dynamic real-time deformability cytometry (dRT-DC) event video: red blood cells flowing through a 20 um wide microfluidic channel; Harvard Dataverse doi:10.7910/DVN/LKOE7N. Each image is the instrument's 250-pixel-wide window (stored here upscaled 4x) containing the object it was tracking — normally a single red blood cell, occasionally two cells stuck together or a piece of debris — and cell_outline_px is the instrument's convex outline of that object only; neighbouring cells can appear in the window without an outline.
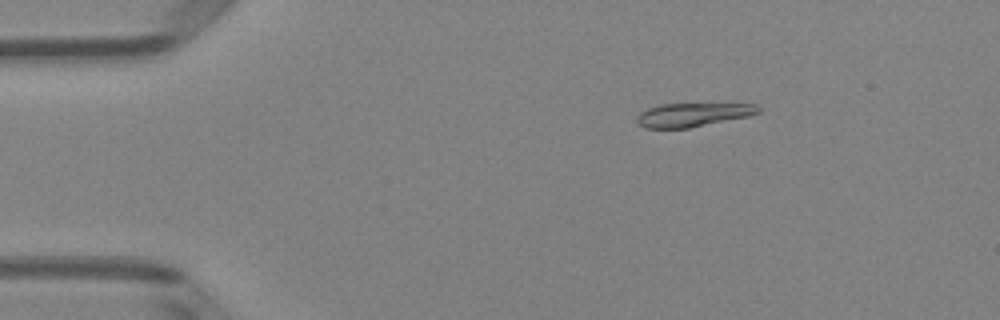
{"species": "Egyptian fruit bat (a non-hibernating species)", "species_latin": "Rousettus aegyptiacus", "temperature_condition": "room temperature", "stored_images_in_passage": 50, "camera_frame_rate_fps": 3000, "um_per_image_px": 0.085, "animal": {"sex": "female"}, "frame": {"image": 1, "passage_image": 8, "time_ms": 2.333, "image_size_px": [1000, 320], "cell_outline_px": [[760, 112], [748, 116], [688, 128], [644, 128], [636, 124], [636, 116], [640, 112], [648, 108], [660, 104], [756, 104], [760, 108]], "centroid_in_image_um": [58.83, 9.76], "position_along_channel_um": 26.2, "area_um2": 16.7}}
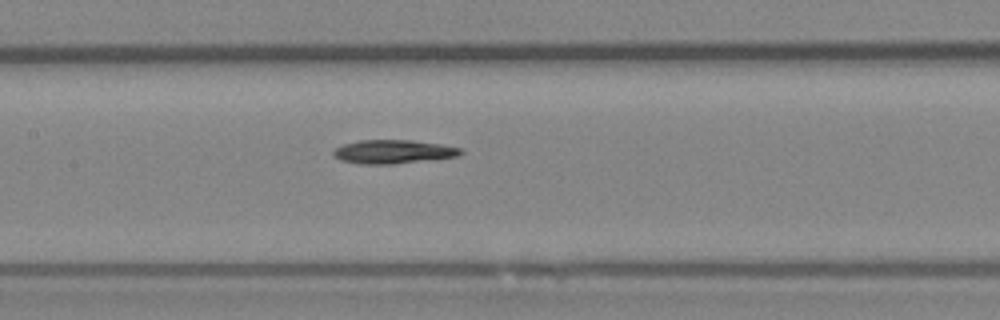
{"frame": {"image": 2, "passage_image": 24, "time_ms": 7.667, "image_size_px": [1000, 320], "cell_outline_px": [[464, 152], [456, 156], [432, 160], [392, 164], [360, 164], [340, 160], [332, 156], [332, 152], [336, 148], [344, 144], [360, 140], [412, 140], [440, 144], [460, 148]], "centroid_in_image_um": [33.4, 12.9], "position_along_channel_um": 174.0, "area_um2": 17.63}}
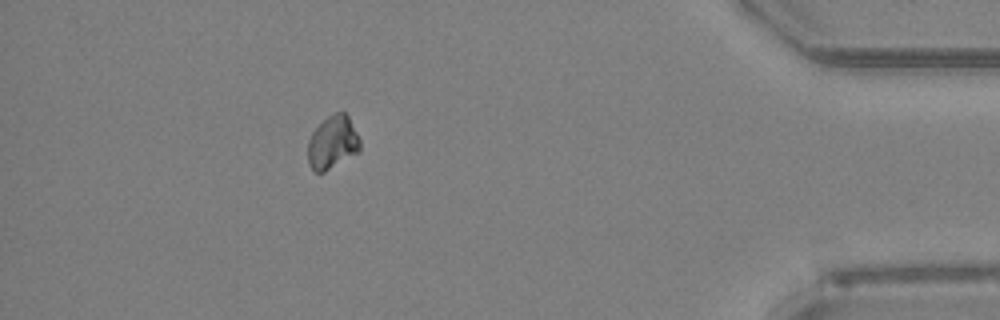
{"frame": {"image": 3, "passage_image": 45, "time_ms": 14.667, "image_size_px": [1000, 320], "cell_outline_px": [[360, 148], [356, 152], [324, 172], [316, 172], [308, 164], [308, 140], [312, 132], [328, 116], [336, 112], [344, 112], [348, 116], [360, 140]], "centroid_in_image_um": [28.24, 12.1], "position_along_channel_um": 407.0, "area_um2": 15.72}, "authors_computed_cell_mechanics": {"area_um2": 17.2244, "velocity_mm_per_s": 4.0278, "shape_relaxation_time_tau1_ms": 3.0576, "shape_relaxation_time_tau2_ms": null, "deformation_change_tau1": 0.1079, "deformation_change_tau2": null}}